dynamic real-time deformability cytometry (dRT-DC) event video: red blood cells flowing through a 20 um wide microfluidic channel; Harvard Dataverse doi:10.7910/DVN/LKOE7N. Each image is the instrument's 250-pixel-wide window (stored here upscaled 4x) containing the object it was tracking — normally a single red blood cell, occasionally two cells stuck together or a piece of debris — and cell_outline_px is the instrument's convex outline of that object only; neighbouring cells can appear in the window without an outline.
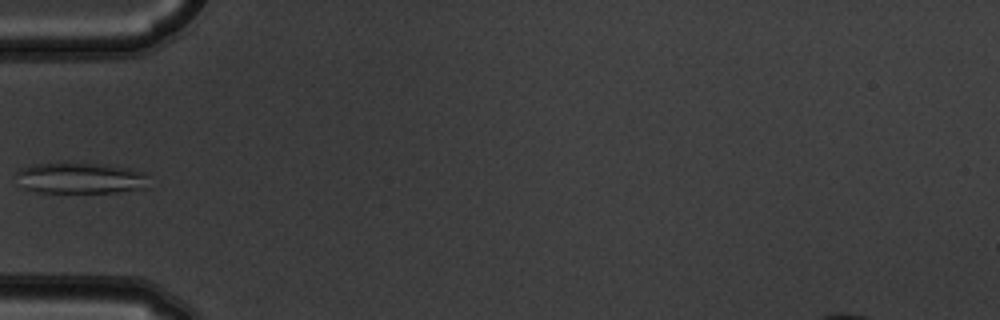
{"species": "common noctule bat (a hibernating species)", "species_latin": "Nyctalus noctula", "temperature_condition": "warm", "stored_images_in_passage": 6, "camera_frame_rate_fps": 3000, "um_per_image_px": 0.085, "animal": {"sex": "male", "body_mass_g": 19.5, "forearm_length_mm": 54.6}, "frame": {"image": 1, "passage_image": 6, "time_ms": 1.667, "image_size_px": [1000, 320], "cell_outline_px": [[148, 188], [116, 192], [36, 192], [24, 188], [12, 172], [20, 168], [32, 164], [64, 160], [108, 164], [128, 168], [144, 172]], "centroid_in_image_um": [6.75, 15.09], "position_along_channel_um": 78.3, "area_um2": 24.97}}